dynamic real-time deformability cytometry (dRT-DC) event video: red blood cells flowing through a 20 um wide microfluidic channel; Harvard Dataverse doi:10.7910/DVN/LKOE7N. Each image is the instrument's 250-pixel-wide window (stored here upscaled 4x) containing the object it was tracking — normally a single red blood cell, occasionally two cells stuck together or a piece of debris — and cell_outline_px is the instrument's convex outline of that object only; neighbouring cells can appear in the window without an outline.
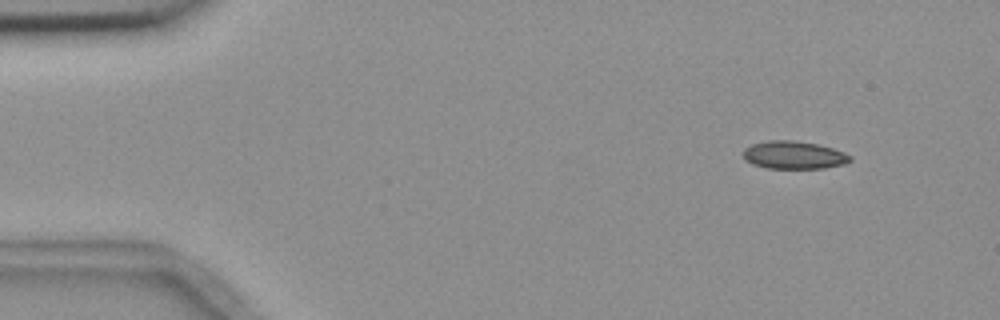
{"species": "common noctule bat (a hibernating species)", "species_latin": "Nyctalus noctula", "temperature_condition": "room temperature", "stored_images_in_passage": 3, "camera_frame_rate_fps": 3000, "um_per_image_px": 0.085, "animal": {"sex": "female", "body_mass_g": 18.4}, "frame": {"image": 1, "passage_image": 1, "time_ms": 0.0, "image_size_px": [1000, 320], "cell_outline_px": [[852, 160], [844, 164], [824, 168], [764, 168], [752, 164], [744, 160], [744, 148], [752, 144], [768, 140], [792, 140], [816, 144], [832, 148], [844, 152], [852, 156]], "centroid_in_image_um": [67.46, 13.18], "position_along_channel_um": 17.5, "area_um2": 17.4}}